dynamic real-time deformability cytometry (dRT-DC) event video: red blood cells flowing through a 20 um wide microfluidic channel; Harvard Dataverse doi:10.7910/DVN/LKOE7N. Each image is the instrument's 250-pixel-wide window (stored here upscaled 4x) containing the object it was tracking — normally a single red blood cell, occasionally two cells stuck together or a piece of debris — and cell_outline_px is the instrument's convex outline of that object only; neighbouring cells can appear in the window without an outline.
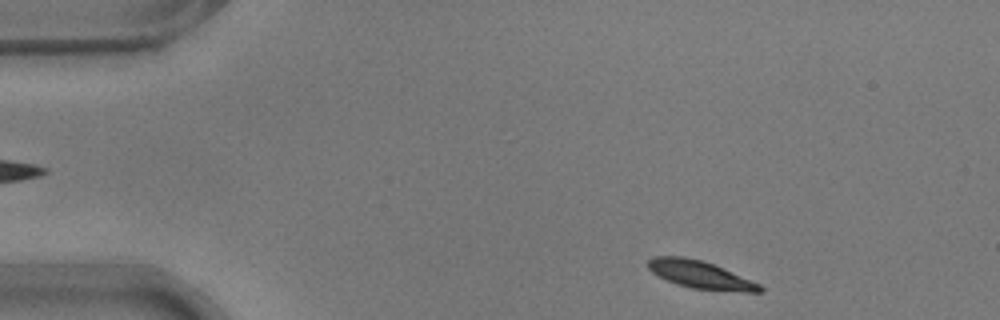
{"species": "common noctule bat (a hibernating species)", "species_latin": "Nyctalus noctula", "temperature_condition": "warm", "stored_images_in_passage": 48, "camera_frame_rate_fps": 3000, "um_per_image_px": 0.085, "animal": {"sex": "male", "body_mass_g": 17.9}, "frame": {"image": 1, "passage_image": 2, "time_ms": 0.333, "image_size_px": [1000, 320], "cell_outline_px": [[764, 292], [744, 292], [692, 288], [676, 284], [652, 272], [648, 268], [648, 260], [652, 256], [684, 256], [700, 260], [712, 264], [760, 284], [764, 288]], "centroid_in_image_um": [59.52, 23.35], "position_along_channel_um": 25.5, "area_um2": 17.74}}
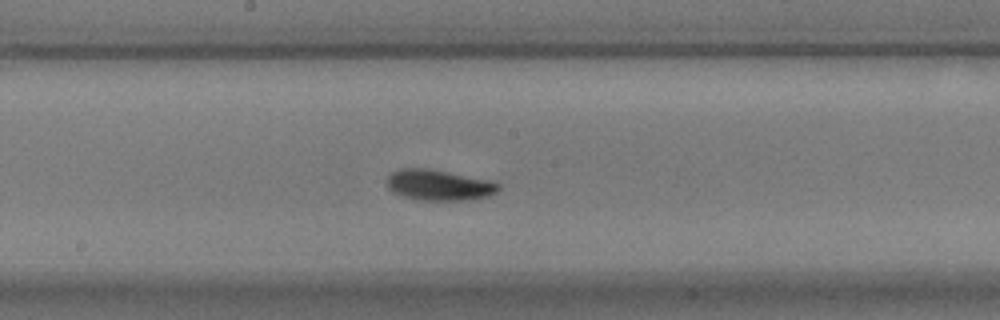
{"frame": {"image": 2, "passage_image": 23, "time_ms": 7.333, "image_size_px": [1000, 320], "cell_outline_px": [[500, 188], [496, 192], [488, 196], [476, 200], [416, 200], [392, 192], [388, 188], [388, 176], [392, 172], [400, 168], [424, 168], [448, 172], [492, 180], [500, 184]], "centroid_in_image_um": [37.34, 15.74], "position_along_channel_um": 210.9, "area_um2": 20.11}}
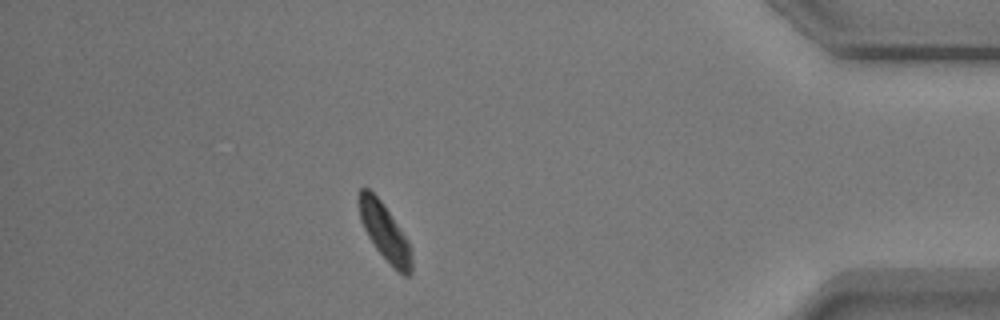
{"frame": {"image": 3, "passage_image": 42, "time_ms": 13.667, "image_size_px": [1000, 320], "cell_outline_px": [[412, 272], [408, 276], [404, 276], [392, 268], [376, 248], [368, 236], [360, 220], [356, 200], [356, 196], [360, 188], [368, 188], [380, 200], [408, 240], [412, 256]], "centroid_in_image_um": [32.67, 19.73], "position_along_channel_um": 402.5, "area_um2": 17.63}, "authors_computed_cell_mechanics": {"area_um2": 18.5249, "velocity_mm_per_s": 3.6833, "shape_relaxation_time_tau1_ms": 1.8984, "shape_relaxation_time_tau2_ms": 3.5967, "deformation_change_tau1": 0.1143, "deformation_change_tau2": 0.0821}}